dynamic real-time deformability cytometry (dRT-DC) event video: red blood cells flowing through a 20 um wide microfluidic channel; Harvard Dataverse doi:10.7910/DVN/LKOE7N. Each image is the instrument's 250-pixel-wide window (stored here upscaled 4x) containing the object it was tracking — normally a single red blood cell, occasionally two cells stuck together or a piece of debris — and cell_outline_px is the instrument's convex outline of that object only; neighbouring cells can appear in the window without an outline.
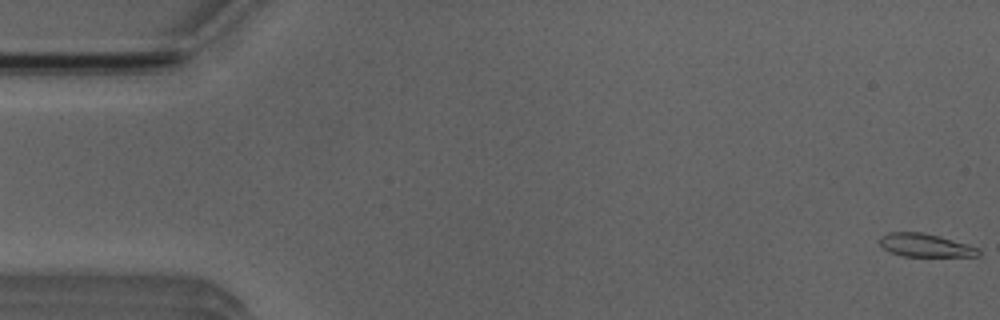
{"species": "Egyptian fruit bat (a non-hibernating species)", "species_latin": "Rousettus aegyptiacus", "temperature_condition": "room temperature", "stored_images_in_passage": 7, "camera_frame_rate_fps": 3000, "um_per_image_px": 0.085, "animal": {"sex": "male"}, "frame": {"image": 1, "passage_image": 1, "time_ms": 0.0, "image_size_px": [1000, 320], "cell_outline_px": [[980, 256], [904, 256], [888, 252], [880, 244], [880, 236], [888, 232], [924, 232], [940, 236], [980, 248]], "centroid_in_image_um": [78.65, 20.84], "position_along_channel_um": 6.4, "area_um2": 13.41}}